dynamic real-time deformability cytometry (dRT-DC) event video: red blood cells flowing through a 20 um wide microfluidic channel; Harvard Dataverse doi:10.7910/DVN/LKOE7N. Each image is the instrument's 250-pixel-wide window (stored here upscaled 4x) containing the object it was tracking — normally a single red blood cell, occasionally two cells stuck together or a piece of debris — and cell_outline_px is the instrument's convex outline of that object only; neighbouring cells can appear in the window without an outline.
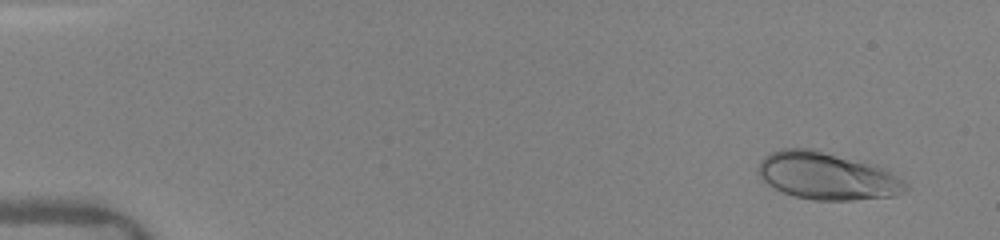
{"species": "human", "species_latin": "Homo sapiens", "temperature_condition": "warm", "stored_images_in_passage": 8, "camera_frame_rate_fps": 3000, "um_per_image_px": 0.085, "donor": {"sex": "female"}, "frame": {"image": 1, "passage_image": 2, "time_ms": 0.667, "image_size_px": [1000, 240], "cell_outline_px": [[908, 188], [896, 196], [852, 200], [812, 200], [796, 196], [784, 192], [768, 184], [756, 172], [756, 168], [760, 160], [764, 156], [780, 148], [812, 148], [876, 164], [884, 168], [908, 184]], "centroid_in_image_um": [70.3, 14.94], "position_along_channel_um": 14.7, "area_um2": 40.92}}